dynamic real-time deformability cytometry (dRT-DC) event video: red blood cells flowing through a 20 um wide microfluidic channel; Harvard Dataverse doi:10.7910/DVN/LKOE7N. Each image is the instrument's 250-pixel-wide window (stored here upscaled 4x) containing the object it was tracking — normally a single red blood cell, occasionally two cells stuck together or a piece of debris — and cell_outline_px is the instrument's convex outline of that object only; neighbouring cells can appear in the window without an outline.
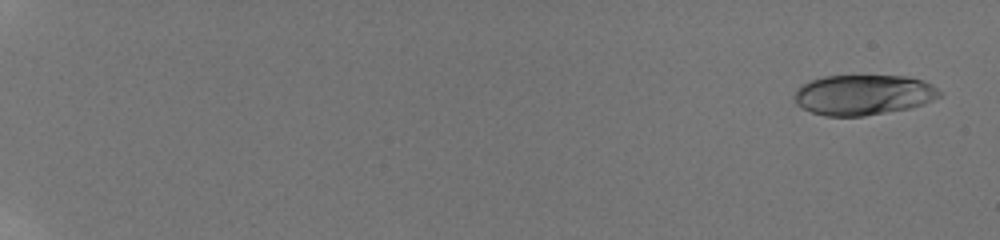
{"species": "human", "species_latin": "Homo sapiens", "temperature_condition": "room temperature", "stored_images_in_passage": 24, "camera_frame_rate_fps": 3000, "um_per_image_px": 0.085, "donor": {"sex": "male"}, "frame": {"image": 1, "passage_image": 1, "time_ms": 0.0, "image_size_px": [1000, 240], "cell_outline_px": [[940, 96], [924, 104], [912, 108], [864, 116], [824, 116], [812, 112], [796, 104], [796, 88], [800, 84], [808, 80], [824, 76], [908, 76], [924, 80], [932, 84], [940, 92]], "centroid_in_image_um": [73.39, 8.05], "position_along_channel_um": 11.6, "area_um2": 34.28}}
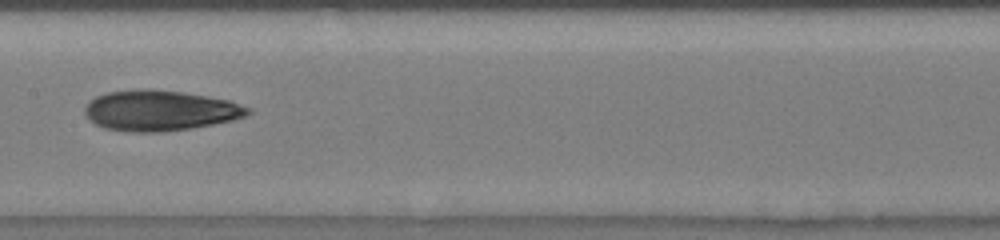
{"frame": {"image": 2, "passage_image": 20, "time_ms": 10.667, "image_size_px": [1000, 240], "cell_outline_px": [[252, 112], [248, 116], [232, 120], [192, 128], [160, 132], [132, 132], [104, 128], [88, 120], [84, 112], [84, 108], [96, 96], [108, 92], [140, 88], [148, 88], [184, 92], [208, 96], [228, 100], [252, 108]], "centroid_in_image_um": [13.62, 9.39], "position_along_channel_um": 193.8, "area_um2": 38.73}}
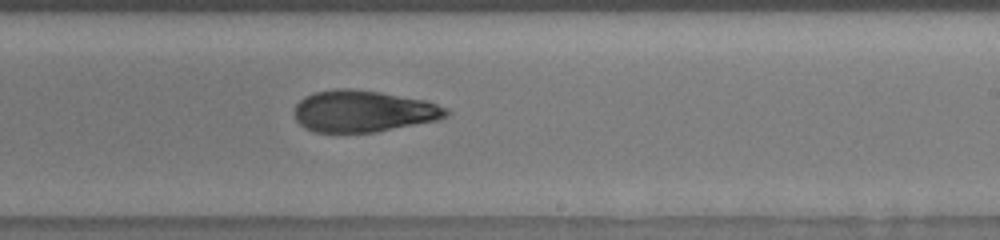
{"frame": {"image": 3, "passage_image": 24, "time_ms": 12.333, "image_size_px": [1000, 240], "cell_outline_px": [[448, 116], [440, 120], [376, 132], [312, 132], [304, 128], [296, 120], [296, 104], [304, 96], [312, 92], [336, 88], [352, 88], [380, 92], [428, 100], [448, 108]], "centroid_in_image_um": [30.91, 9.44], "position_along_channel_um": 258.1, "area_um2": 37.28}}